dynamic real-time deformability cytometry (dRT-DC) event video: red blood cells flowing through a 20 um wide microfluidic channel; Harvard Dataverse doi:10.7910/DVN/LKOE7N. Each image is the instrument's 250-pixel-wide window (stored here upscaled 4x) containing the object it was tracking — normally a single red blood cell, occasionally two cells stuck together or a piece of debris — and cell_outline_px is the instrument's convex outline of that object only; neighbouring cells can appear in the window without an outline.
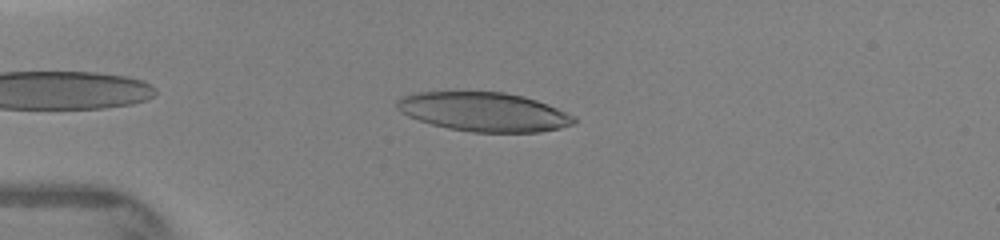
{"species": "human", "species_latin": "Homo sapiens", "temperature_condition": "warm", "stored_images_in_passage": 8, "camera_frame_rate_fps": 3000, "um_per_image_px": 0.085, "donor": {"sex": "female"}, "frame": {"image": 1, "passage_image": 4, "time_ms": 3.0, "image_size_px": [1000, 240], "cell_outline_px": [[576, 120], [572, 124], [560, 128], [536, 132], [472, 132], [448, 128], [432, 124], [408, 116], [400, 112], [396, 108], [396, 100], [400, 96], [416, 92], [504, 92], [524, 96], [548, 104], [576, 116]], "centroid_in_image_um": [41.11, 9.5], "position_along_channel_um": 43.9, "area_um2": 40.34}}
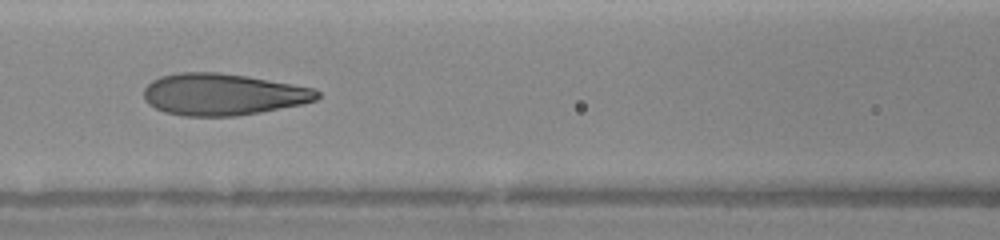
{"frame": {"image": 2, "passage_image": 7, "time_ms": 6.0, "image_size_px": [1000, 240], "cell_outline_px": [[320, 96], [316, 100], [304, 104], [260, 112], [236, 116], [184, 116], [164, 112], [148, 104], [144, 100], [144, 88], [152, 80], [160, 76], [180, 72], [220, 72], [248, 76], [316, 88], [320, 92]], "centroid_in_image_um": [18.96, 8.02], "position_along_channel_um": 147.6, "area_um2": 42.54}}
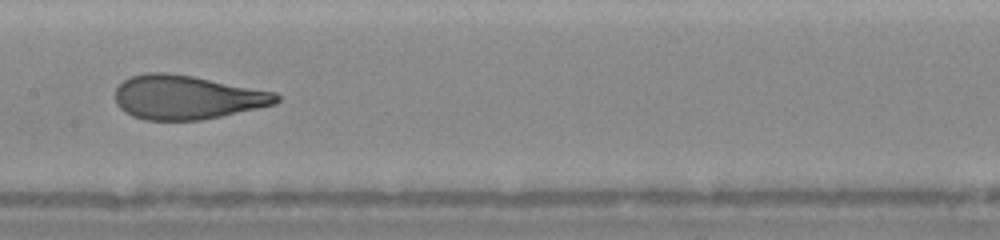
{"frame": {"image": 3, "passage_image": 8, "time_ms": 7.0, "image_size_px": [1000, 240], "cell_outline_px": [[280, 100], [276, 104], [220, 116], [200, 120], [144, 120], [132, 116], [124, 112], [116, 104], [116, 88], [124, 80], [132, 76], [148, 72], [164, 72], [192, 76], [276, 92], [280, 96]], "centroid_in_image_um": [15.87, 8.27], "position_along_channel_um": 191.5, "area_um2": 41.21}}